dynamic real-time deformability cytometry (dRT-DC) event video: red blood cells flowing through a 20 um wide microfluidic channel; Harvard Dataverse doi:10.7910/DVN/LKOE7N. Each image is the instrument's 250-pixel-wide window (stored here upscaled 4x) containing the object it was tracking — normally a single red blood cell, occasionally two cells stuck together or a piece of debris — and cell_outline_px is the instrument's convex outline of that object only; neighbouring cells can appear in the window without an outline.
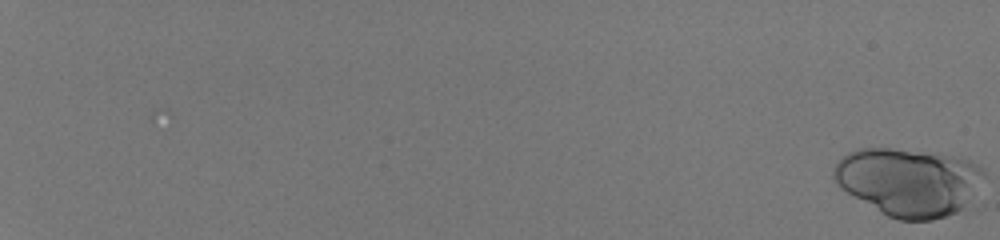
{"species": "human", "species_latin": "Homo sapiens", "temperature_condition": "room temperature", "stored_images_in_passage": 56, "camera_frame_rate_fps": 3000, "um_per_image_px": 0.085, "donor": {"sex": "male"}, "frame": {"image": 1, "passage_image": 1, "time_ms": 0.0, "image_size_px": [1000, 240], "cell_outline_px": [[984, 176], [964, 204], [956, 212], [932, 220], [900, 220], [888, 216], [848, 192], [832, 176], [832, 172], [836, 164], [848, 152], [860, 148], [888, 148], [952, 156], [968, 160], [980, 164], [984, 168]], "centroid_in_image_um": [77.22, 15.44], "position_along_channel_um": 7.8, "area_um2": 58.03}}
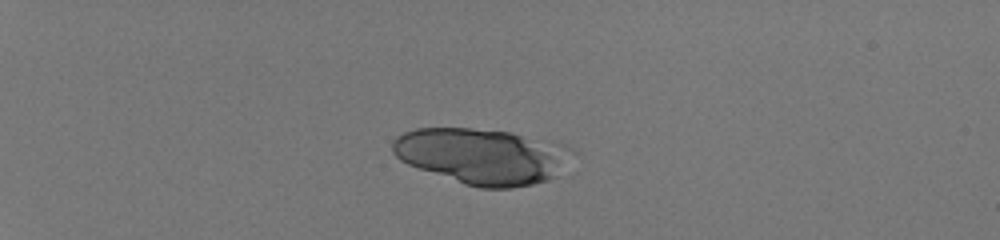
{"frame": {"image": 2, "passage_image": 19, "time_ms": 6.0, "image_size_px": [1000, 240], "cell_outline_px": [[576, 152], [556, 176], [548, 180], [532, 184], [512, 188], [480, 188], [464, 184], [408, 164], [400, 160], [392, 152], [392, 140], [396, 136], [404, 132], [416, 128], [472, 128], [508, 132], [564, 144], [572, 148]], "centroid_in_image_um": [40.99, 13.27], "position_along_channel_um": 44.0, "area_um2": 58.44}}
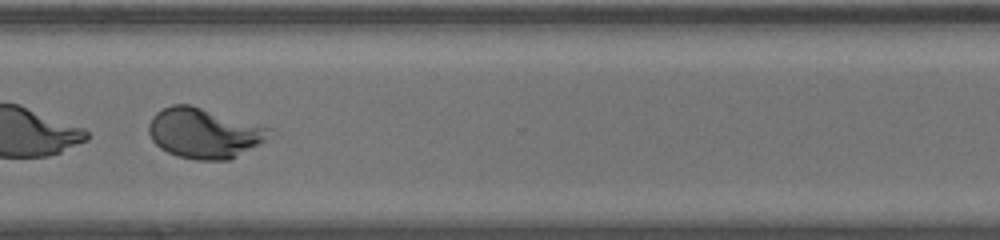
{"frame": {"image": 3, "passage_image": 48, "time_ms": 15.667, "image_size_px": [1000, 240], "cell_outline_px": [[280, 136], [228, 160], [196, 160], [176, 156], [160, 148], [152, 140], [148, 132], [148, 124], [152, 116], [156, 112], [172, 104], [188, 104], [276, 128]], "centroid_in_image_um": [17.49, 11.32], "position_along_channel_um": 353.1, "area_um2": 36.41}}